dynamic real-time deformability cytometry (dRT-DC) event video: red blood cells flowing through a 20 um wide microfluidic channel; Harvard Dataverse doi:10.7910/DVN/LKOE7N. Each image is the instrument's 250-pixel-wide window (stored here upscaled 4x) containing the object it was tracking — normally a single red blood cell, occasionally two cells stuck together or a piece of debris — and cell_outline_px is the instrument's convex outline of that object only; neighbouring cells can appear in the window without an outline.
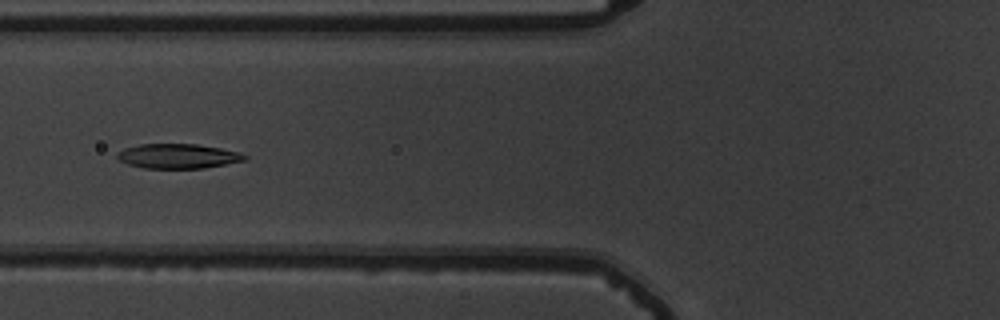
{"species": "common noctule bat (a hibernating species)", "species_latin": "Nyctalus noctula", "temperature_condition": "warm", "stored_images_in_passage": 47, "camera_frame_rate_fps": 3000, "um_per_image_px": 0.085, "animal": {"sex": "male", "body_mass_g": 19.5, "forearm_length_mm": 54.6}, "frame": {"image": 1, "passage_image": 14, "time_ms": 4.333, "image_size_px": [1000, 320], "cell_outline_px": [[248, 160], [204, 168], [144, 168], [128, 164], [120, 160], [116, 156], [116, 152], [124, 148], [140, 144], [196, 144], [220, 148], [240, 152], [248, 156]], "centroid_in_image_um": [15.14, 13.27], "position_along_channel_um": 110.7, "area_um2": 18.38}}
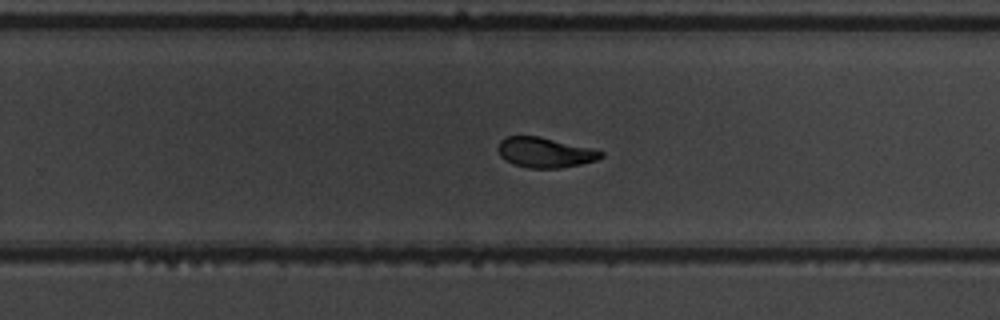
{"frame": {"image": 2, "passage_image": 28, "time_ms": 9.0, "image_size_px": [1000, 320], "cell_outline_px": [[604, 156], [596, 160], [580, 164], [560, 168], [528, 168], [516, 164], [500, 156], [496, 148], [500, 140], [508, 136], [540, 136], [604, 152]], "centroid_in_image_um": [46.29, 12.96], "position_along_channel_um": 283.5, "area_um2": 17.8}}
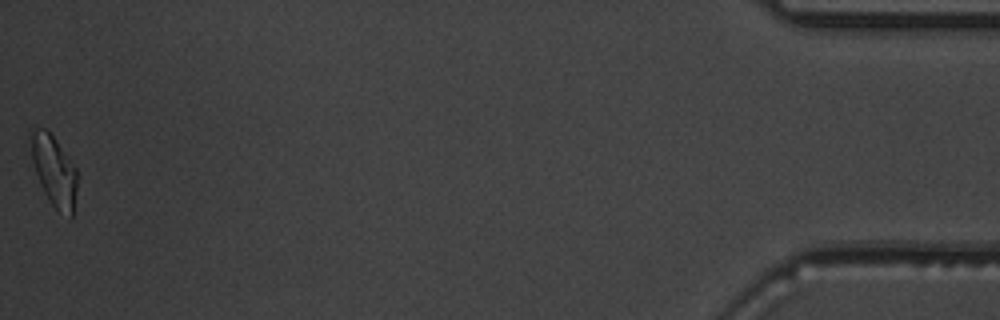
{"frame": {"image": 3, "passage_image": 47, "time_ms": 15.333, "image_size_px": [1000, 320], "cell_outline_px": [[76, 192], [72, 216], [56, 208], [48, 200], [40, 184], [32, 160], [28, 136], [28, 128], [44, 128], [52, 136], [76, 168]], "centroid_in_image_um": [4.53, 14.44], "position_along_channel_um": 430.7, "area_um2": 18.73}, "authors_computed_cell_mechanics": {"area_um2": 18.6694, "velocity_mm_per_s": 3.7142, "shape_relaxation_time_tau1_ms": 3.7212, "shape_relaxation_time_tau2_ms": 1.3255, "deformation_change_tau1": 0.1584, "deformation_change_tau2": 0.0668}}